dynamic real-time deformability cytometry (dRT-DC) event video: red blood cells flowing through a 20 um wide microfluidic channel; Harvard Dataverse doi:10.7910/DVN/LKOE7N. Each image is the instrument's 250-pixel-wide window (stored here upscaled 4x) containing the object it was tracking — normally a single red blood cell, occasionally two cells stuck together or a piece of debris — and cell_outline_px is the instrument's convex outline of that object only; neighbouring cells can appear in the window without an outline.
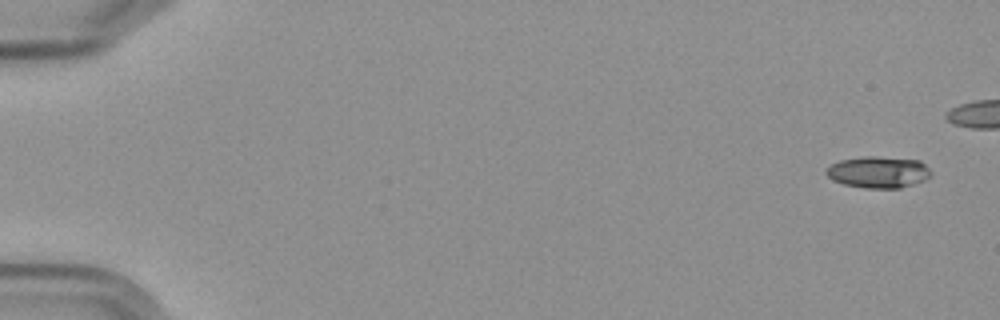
{"species": "Egyptian fruit bat (a non-hibernating species)", "species_latin": "Rousettus aegyptiacus", "temperature_condition": "cold", "stored_images_in_passage": 6, "segment_of_instrument_passage": [2, 2], "camera_frame_rate_fps": 3000, "um_per_image_px": 0.085, "frame": {"image": 1, "passage_image": 6, "time_ms": 6.667, "image_size_px": [1000, 320], "cell_outline_px": [[932, 176], [924, 180], [900, 188], [864, 188], [844, 184], [832, 180], [824, 172], [832, 164], [840, 160], [864, 156], [872, 156], [920, 160], [932, 172]], "centroid_in_image_um": [74.67, 14.63], "position_along_channel_um": 10.3, "area_um2": 19.25}}